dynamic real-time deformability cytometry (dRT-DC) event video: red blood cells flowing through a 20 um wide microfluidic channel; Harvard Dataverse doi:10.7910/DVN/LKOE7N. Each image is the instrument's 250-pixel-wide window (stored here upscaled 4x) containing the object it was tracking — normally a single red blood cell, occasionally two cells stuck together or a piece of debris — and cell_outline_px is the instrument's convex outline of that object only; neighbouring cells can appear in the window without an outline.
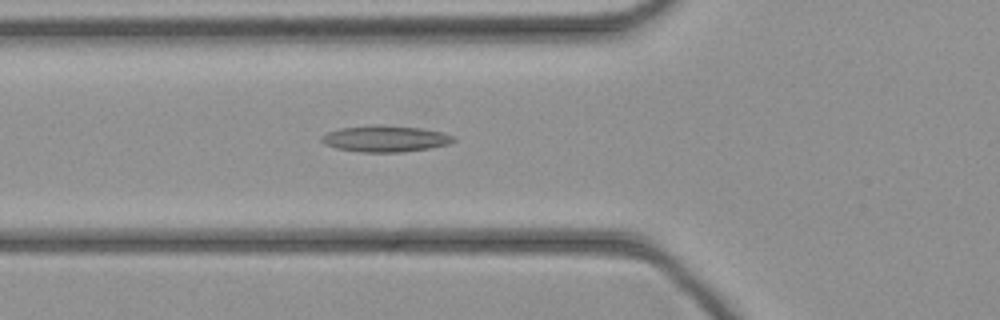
{"species": "common noctule bat (a hibernating species)", "species_latin": "Nyctalus noctula", "temperature_condition": "cold", "stored_images_in_passage": 32, "camera_frame_rate_fps": 3000, "um_per_image_px": 0.085, "animal": {"sex": "female", "body_mass_g": 21.9}, "frame": {"image": 1, "passage_image": 3, "time_ms": 0.667, "image_size_px": [1000, 320], "cell_outline_px": [[456, 140], [448, 144], [428, 148], [404, 152], [360, 152], [336, 148], [324, 144], [320, 140], [320, 136], [328, 132], [340, 128], [372, 124], [380, 124], [420, 128], [440, 132], [456, 136]], "centroid_in_image_um": [32.72, 11.78], "position_along_channel_um": 93.1, "area_um2": 20.4}}
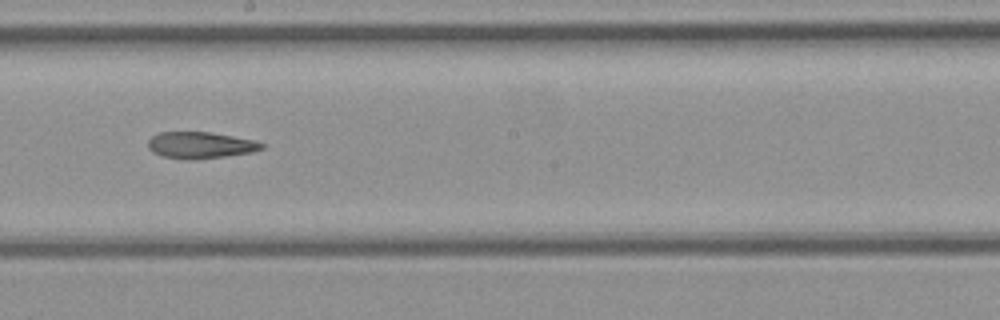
{"frame": {"image": 2, "passage_image": 12, "time_ms": 3.667, "image_size_px": [1000, 320], "cell_outline_px": [[264, 148], [252, 152], [224, 156], [184, 160], [164, 156], [152, 152], [148, 148], [148, 140], [152, 136], [160, 132], [212, 132], [256, 140], [264, 144]], "centroid_in_image_um": [17.04, 12.33], "position_along_channel_um": 231.2, "area_um2": 17.57}}
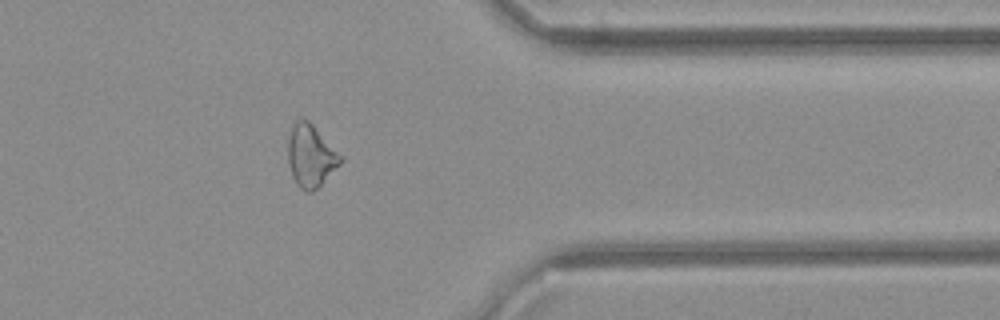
{"frame": {"image": 3, "passage_image": 23, "time_ms": 7.333, "image_size_px": [1000, 320], "cell_outline_px": [[344, 160], [312, 192], [308, 192], [300, 188], [296, 184], [292, 176], [288, 160], [288, 140], [292, 128], [296, 120], [308, 120], [344, 156]], "centroid_in_image_um": [26.43, 13.25], "position_along_channel_um": 385.0, "area_um2": 18.9}}